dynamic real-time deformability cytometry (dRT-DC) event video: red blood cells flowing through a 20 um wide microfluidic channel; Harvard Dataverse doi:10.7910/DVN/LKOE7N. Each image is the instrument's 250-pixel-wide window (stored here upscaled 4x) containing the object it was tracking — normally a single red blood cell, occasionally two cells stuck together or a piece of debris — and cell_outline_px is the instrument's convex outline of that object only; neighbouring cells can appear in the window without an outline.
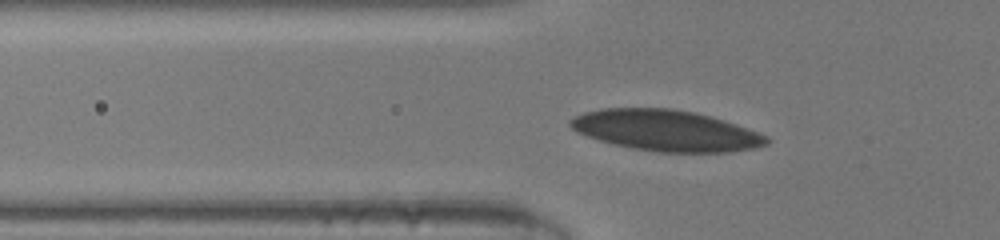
{"species": "human", "species_latin": "Homo sapiens", "temperature_condition": "room temperature", "stored_images_in_passage": 35, "camera_frame_rate_fps": 3000, "um_per_image_px": 0.085, "donor": {"sex": "male"}, "frame": {"image": 1, "passage_image": 4, "time_ms": 1.0, "image_size_px": [1000, 240], "cell_outline_px": [[768, 144], [752, 148], [728, 152], [660, 152], [632, 148], [600, 140], [576, 132], [568, 124], [568, 120], [584, 112], [600, 108], [672, 108], [696, 112], [712, 116], [724, 120], [768, 136]], "centroid_in_image_um": [56.59, 11.08], "position_along_channel_um": 69.2, "area_um2": 46.7}}
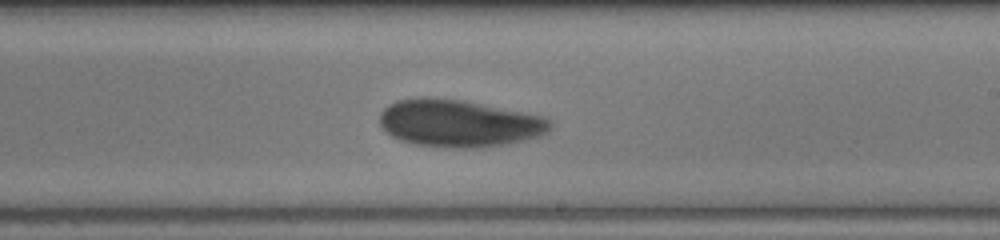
{"frame": {"image": 2, "passage_image": 17, "time_ms": 5.333, "image_size_px": [1000, 240], "cell_outline_px": [[552, 124], [548, 132], [524, 140], [508, 144], [480, 148], [444, 148], [412, 144], [400, 140], [392, 136], [380, 124], [380, 112], [388, 104], [396, 100], [416, 96], [432, 96], [464, 100], [544, 116], [552, 120]], "centroid_in_image_um": [38.99, 10.47], "position_along_channel_um": 250.0, "area_um2": 47.74}}
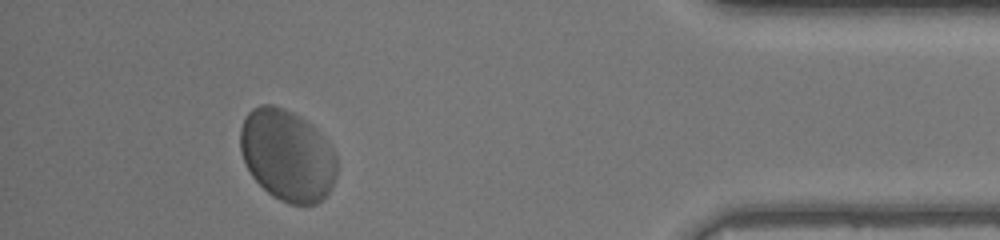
{"frame": {"image": 3, "passage_image": 31, "time_ms": 10.0, "image_size_px": [1000, 240], "cell_outline_px": [[336, 176], [328, 192], [316, 204], [288, 204], [272, 196], [252, 176], [240, 152], [240, 128], [248, 112], [252, 108], [260, 104], [272, 104], [284, 108], [300, 116], [328, 144], [336, 156]], "centroid_in_image_um": [24.37, 13.2], "position_along_channel_um": 410.8, "area_um2": 50.92}}